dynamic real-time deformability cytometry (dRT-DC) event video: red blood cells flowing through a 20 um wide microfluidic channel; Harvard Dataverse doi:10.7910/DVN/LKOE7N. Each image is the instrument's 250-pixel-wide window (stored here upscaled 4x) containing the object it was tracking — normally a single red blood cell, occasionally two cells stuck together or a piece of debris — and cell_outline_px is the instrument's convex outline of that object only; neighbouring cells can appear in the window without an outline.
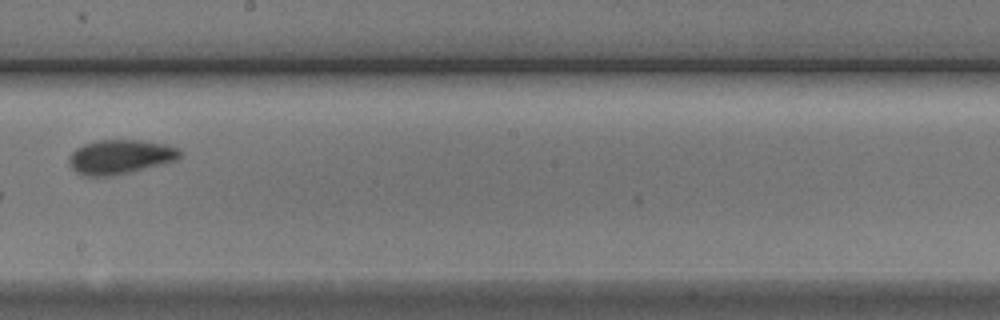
{"species": "Egyptian fruit bat (a non-hibernating species)", "species_latin": "Rousettus aegyptiacus", "temperature_condition": "cold", "stored_images_in_passage": 8, "camera_frame_rate_fps": 3000, "um_per_image_px": 0.085, "animal": {"sex": "male"}, "frame": {"image": 1, "passage_image": 6, "time_ms": 7.0, "image_size_px": [1000, 320], "cell_outline_px": [[184, 152], [176, 160], [128, 172], [108, 176], [92, 176], [76, 172], [72, 168], [68, 160], [72, 152], [76, 148], [84, 144], [96, 140], [140, 140], [168, 144], [180, 148]], "centroid_in_image_um": [10.25, 13.3], "position_along_channel_um": 238.0, "area_um2": 22.02}}